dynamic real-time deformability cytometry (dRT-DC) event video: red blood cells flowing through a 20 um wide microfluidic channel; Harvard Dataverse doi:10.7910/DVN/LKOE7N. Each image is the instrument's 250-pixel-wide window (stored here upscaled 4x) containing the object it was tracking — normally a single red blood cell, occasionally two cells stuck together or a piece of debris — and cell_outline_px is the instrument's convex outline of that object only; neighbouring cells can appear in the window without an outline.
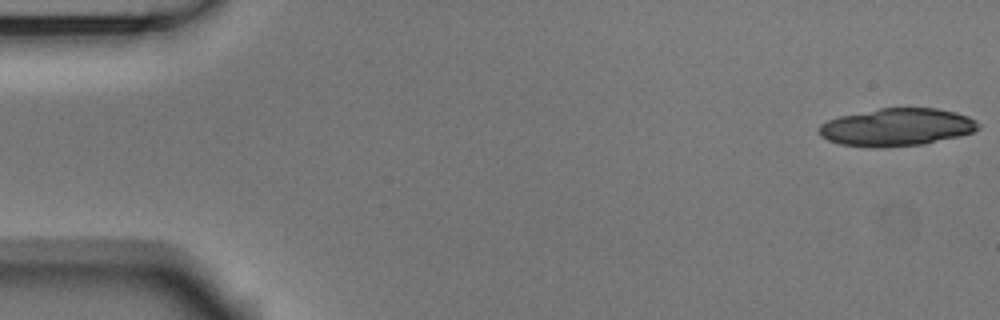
{"species": "Egyptian fruit bat (a non-hibernating species)", "species_latin": "Rousettus aegyptiacus", "temperature_condition": "room temperature", "stored_images_in_passage": 18, "camera_frame_rate_fps": 3000, "um_per_image_px": 0.085, "animal": {"sex": "male"}, "frame": {"image": 1, "passage_image": 1, "time_ms": 0.0, "image_size_px": [1000, 320], "cell_outline_px": [[980, 128], [972, 132], [960, 136], [924, 144], [872, 148], [840, 144], [828, 140], [820, 136], [816, 132], [820, 124], [828, 120], [840, 116], [880, 108], [936, 108], [956, 112], [968, 116], [976, 120], [980, 124]], "centroid_in_image_um": [76.21, 10.81], "position_along_channel_um": 8.8, "area_um2": 35.14}}